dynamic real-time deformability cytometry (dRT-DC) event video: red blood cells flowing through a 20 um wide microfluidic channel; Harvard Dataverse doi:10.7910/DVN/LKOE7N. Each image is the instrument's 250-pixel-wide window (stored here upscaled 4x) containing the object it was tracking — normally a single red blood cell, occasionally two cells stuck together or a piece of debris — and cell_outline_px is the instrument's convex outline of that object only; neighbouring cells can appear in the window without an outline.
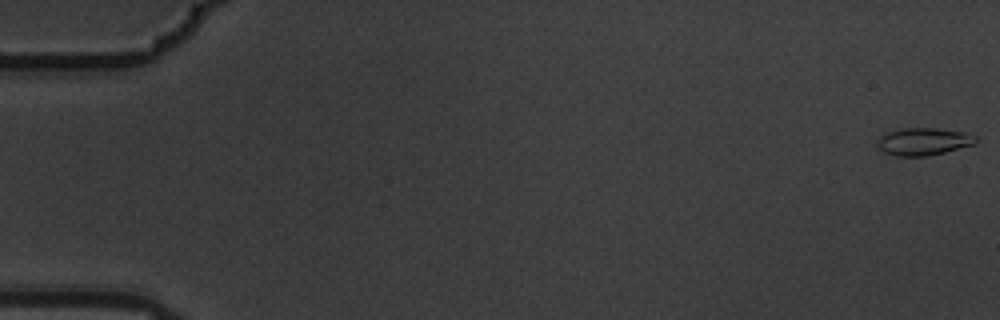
{"species": "common noctule bat (a hibernating species)", "species_latin": "Nyctalus noctula", "temperature_condition": "warm", "stored_images_in_passage": 5, "camera_frame_rate_fps": 3000, "um_per_image_px": 0.085, "animal": {"sex": "male", "body_mass_g": 19.5, "forearm_length_mm": 54.6}, "frame": {"image": 1, "passage_image": 1, "time_ms": 0.0, "image_size_px": [1000, 320], "cell_outline_px": [[976, 144], [928, 156], [896, 156], [884, 152], [876, 144], [876, 140], [880, 136], [888, 132], [900, 128], [936, 128], [968, 132], [976, 136]], "centroid_in_image_um": [78.5, 12.02], "position_along_channel_um": 6.5, "area_um2": 15.9}}